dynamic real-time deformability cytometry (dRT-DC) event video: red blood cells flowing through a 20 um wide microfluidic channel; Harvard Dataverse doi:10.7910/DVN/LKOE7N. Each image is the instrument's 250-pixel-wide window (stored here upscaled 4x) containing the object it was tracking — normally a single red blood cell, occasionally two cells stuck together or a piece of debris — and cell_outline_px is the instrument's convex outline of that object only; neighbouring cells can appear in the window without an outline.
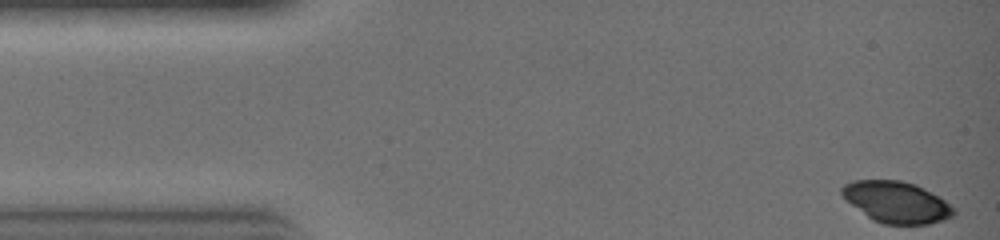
{"species": "common noctule bat (a hibernating species)", "species_latin": "Nyctalus noctula", "temperature_condition": "warm", "stored_images_in_passage": 20, "camera_frame_rate_fps": 3000, "um_per_image_px": 0.085, "animal": {"sex": "female", "body_mass_g": 19.0, "forearm_length_mm": 51.5}, "frame": {"image": 1, "passage_image": 1, "time_ms": 0.0, "image_size_px": [1000, 240], "cell_outline_px": [[956, 216], [944, 220], [928, 224], [884, 224], [872, 220], [840, 196], [840, 188], [844, 184], [852, 180], [900, 180], [916, 184], [944, 200], [956, 208]], "centroid_in_image_um": [76.19, 17.18], "position_along_channel_um": 8.8, "area_um2": 27.22}}
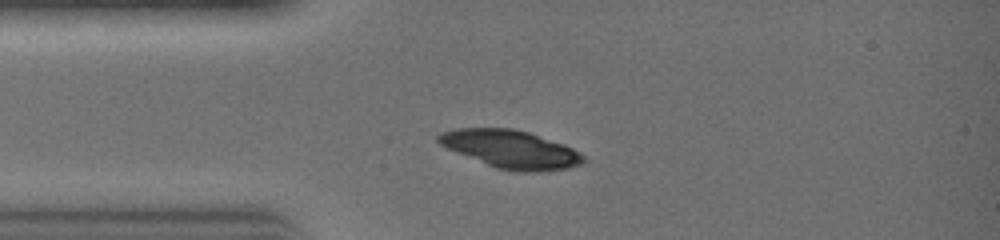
{"frame": {"image": 2, "passage_image": 7, "time_ms": 2.0, "image_size_px": [1000, 240], "cell_outline_px": [[584, 160], [580, 164], [568, 168], [536, 172], [512, 172], [496, 168], [448, 148], [440, 144], [436, 140], [436, 136], [440, 132], [456, 128], [512, 128], [528, 132], [564, 144], [580, 152], [584, 156]], "centroid_in_image_um": [43.41, 12.68], "position_along_channel_um": 41.6, "area_um2": 32.02}}